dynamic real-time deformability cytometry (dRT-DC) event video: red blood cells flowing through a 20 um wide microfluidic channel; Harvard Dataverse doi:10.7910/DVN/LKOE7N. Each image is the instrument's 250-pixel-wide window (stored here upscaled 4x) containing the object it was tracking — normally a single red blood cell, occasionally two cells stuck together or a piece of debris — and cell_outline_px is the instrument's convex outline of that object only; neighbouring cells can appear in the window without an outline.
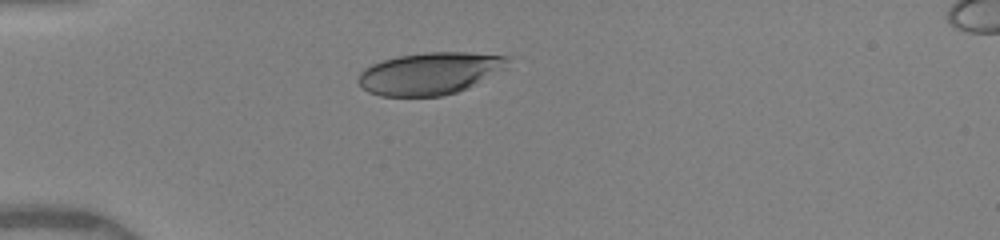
{"species": "human", "species_latin": "Homo sapiens", "temperature_condition": "warm", "stored_images_in_passage": 14, "camera_frame_rate_fps": 3000, "um_per_image_px": 0.085, "donor": {"sex": "female"}, "frame": {"image": 1, "passage_image": 1, "time_ms": 0.0, "image_size_px": [1000, 240], "cell_outline_px": [[512, 56], [508, 68], [468, 88], [456, 92], [440, 96], [380, 96], [368, 92], [356, 80], [360, 72], [364, 68], [372, 64], [384, 60], [400, 56], [424, 52], [468, 52]], "centroid_in_image_um": [36.6, 6.23], "position_along_channel_um": 48.4, "area_um2": 37.05}}
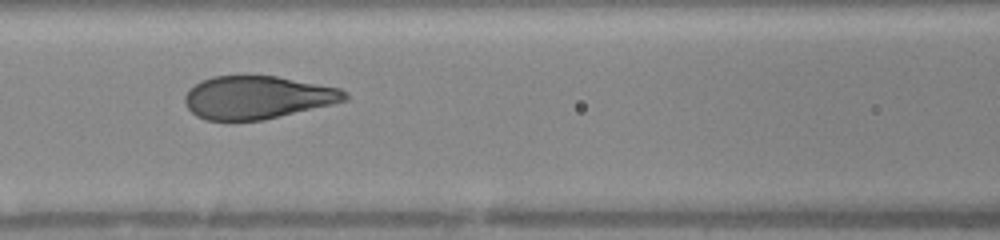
{"frame": {"image": 2, "passage_image": 5, "time_ms": 3.0, "image_size_px": [1000, 240], "cell_outline_px": [[348, 100], [332, 104], [264, 120], [204, 120], [196, 116], [188, 108], [184, 100], [184, 96], [200, 80], [212, 76], [276, 76], [340, 88], [348, 92]], "centroid_in_image_um": [21.89, 8.28], "position_along_channel_um": 144.7, "area_um2": 39.94}}
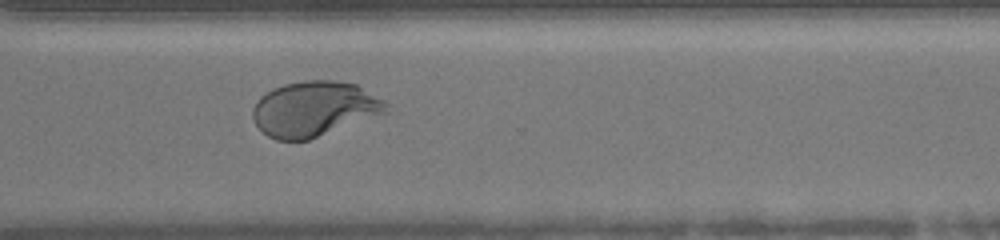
{"frame": {"image": 3, "passage_image": 10, "time_ms": 8.0, "image_size_px": [1000, 240], "cell_outline_px": [[388, 104], [384, 112], [308, 140], [276, 140], [268, 136], [256, 124], [252, 116], [252, 108], [256, 100], [260, 96], [272, 88], [284, 84], [304, 80], [336, 80], [356, 84], [384, 100]], "centroid_in_image_um": [26.64, 9.23], "position_along_channel_um": 344.0, "area_um2": 42.37}, "authors_computed_cell_mechanics": {"area_um2": 42.1362, "velocity_mm_per_s": 3.9925, "shape_relaxation_time_tau1_ms": 3.882, "shape_relaxation_time_tau2_ms": null, "deformation_change_tau1": 0.1916, "deformation_change_tau2": null}}